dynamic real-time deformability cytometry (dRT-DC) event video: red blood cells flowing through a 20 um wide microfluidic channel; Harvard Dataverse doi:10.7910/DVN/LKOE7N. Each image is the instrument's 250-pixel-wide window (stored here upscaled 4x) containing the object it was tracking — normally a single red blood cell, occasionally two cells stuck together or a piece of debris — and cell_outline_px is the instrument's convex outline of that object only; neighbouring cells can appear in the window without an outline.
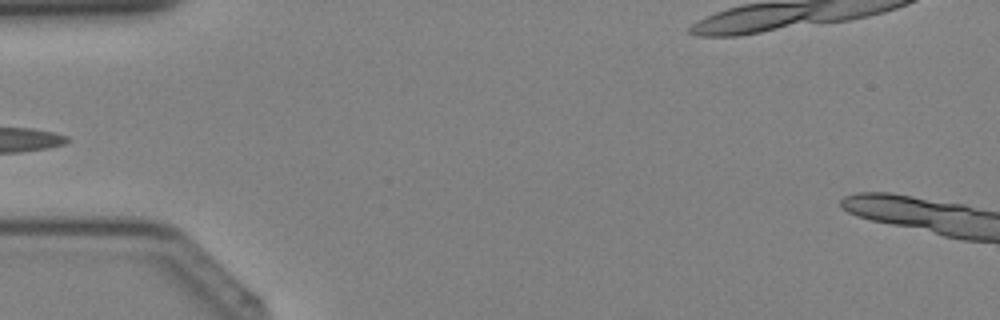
{"species": "Egyptian fruit bat (a non-hibernating species)", "species_latin": "Rousettus aegyptiacus", "temperature_condition": "cold", "stored_images_in_passage": 3, "camera_frame_rate_fps": 3000, "um_per_image_px": 0.085, "animal": {"sex": "female"}, "frame": {"image": 1, "passage_image": 1, "time_ms": 0.0, "image_size_px": [1000, 320], "cell_outline_px": [[964, 208], [924, 224], [916, 224], [884, 220], [876, 196], [900, 196]], "centroid_in_image_um": [77.57, 17.83], "position_along_channel_um": 7.4, "area_um2": 11.33}}